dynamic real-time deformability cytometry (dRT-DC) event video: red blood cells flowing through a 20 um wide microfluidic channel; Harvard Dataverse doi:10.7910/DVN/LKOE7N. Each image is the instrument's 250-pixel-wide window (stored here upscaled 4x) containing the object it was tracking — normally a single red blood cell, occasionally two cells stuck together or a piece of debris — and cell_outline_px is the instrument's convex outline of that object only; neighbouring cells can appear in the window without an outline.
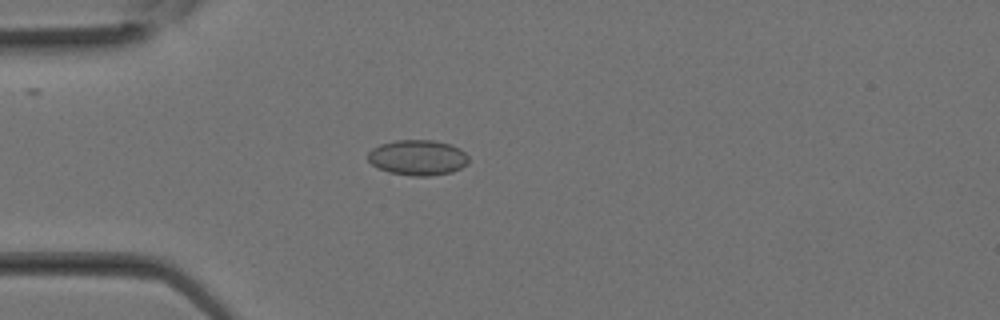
{"species": "Egyptian fruit bat (a non-hibernating species)", "species_latin": "Rousettus aegyptiacus", "temperature_condition": "room temperature", "stored_images_in_passage": 31, "camera_frame_rate_fps": 3000, "um_per_image_px": 0.085, "animal": {"sex": "female"}, "frame": {"image": 1, "passage_image": 9, "time_ms": 2.667, "image_size_px": [1000, 320], "cell_outline_px": [[468, 164], [452, 172], [428, 176], [412, 176], [388, 172], [372, 164], [368, 160], [368, 152], [372, 148], [380, 144], [396, 140], [432, 140], [452, 144], [460, 148], [468, 156]], "centroid_in_image_um": [35.52, 13.39], "position_along_channel_um": 49.5, "area_um2": 20.87}}
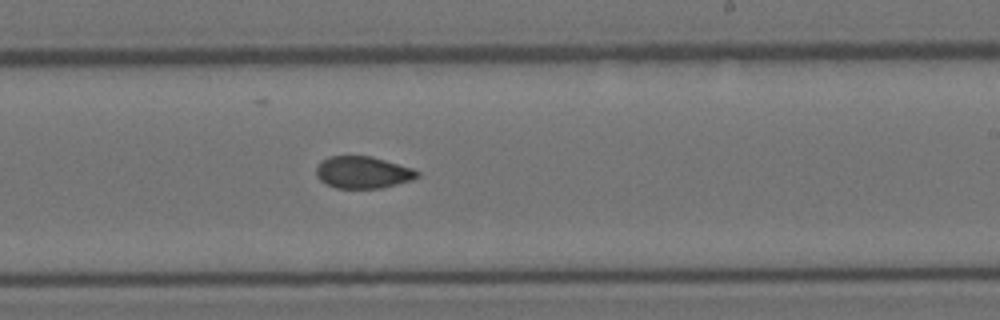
{"frame": {"image": 2, "passage_image": 19, "time_ms": 6.0, "image_size_px": [1000, 320], "cell_outline_px": [[420, 176], [412, 180], [380, 188], [336, 188], [324, 184], [316, 176], [316, 168], [320, 160], [328, 156], [372, 156], [412, 168], [420, 172]], "centroid_in_image_um": [30.81, 14.65], "position_along_channel_um": 258.2, "area_um2": 19.02}}
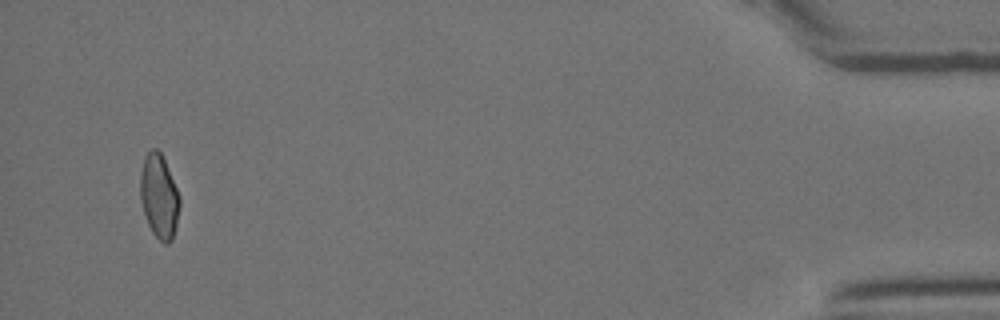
{"frame": {"image": 3, "passage_image": 30, "time_ms": 9.667, "image_size_px": [1000, 320], "cell_outline_px": [[180, 204], [176, 228], [172, 240], [168, 244], [164, 244], [152, 232], [148, 224], [140, 200], [140, 172], [144, 156], [152, 148], [156, 148], [160, 152], [164, 160], [180, 196]], "centroid_in_image_um": [13.52, 16.7], "position_along_channel_um": 421.7, "area_um2": 19.31}}